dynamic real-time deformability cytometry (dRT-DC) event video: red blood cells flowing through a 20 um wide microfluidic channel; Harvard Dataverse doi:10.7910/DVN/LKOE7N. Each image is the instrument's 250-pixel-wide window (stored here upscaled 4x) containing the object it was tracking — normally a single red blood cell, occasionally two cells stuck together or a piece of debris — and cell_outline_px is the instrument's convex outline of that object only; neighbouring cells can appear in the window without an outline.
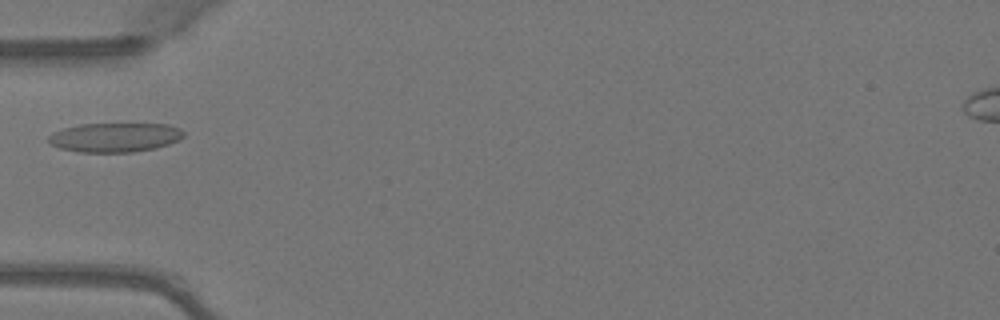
{"species": "Egyptian fruit bat (a non-hibernating species)", "species_latin": "Rousettus aegyptiacus", "temperature_condition": "warm", "stored_images_in_passage": 3, "camera_frame_rate_fps": 3000, "um_per_image_px": 0.085, "animal": {"sex": "female"}, "frame": {"image": 1, "passage_image": 3, "time_ms": 0.667, "image_size_px": [1000, 320], "cell_outline_px": [[184, 136], [180, 140], [156, 148], [132, 152], [76, 152], [60, 148], [52, 144], [48, 140], [48, 136], [52, 132], [64, 128], [80, 124], [168, 124], [180, 128], [184, 132]], "centroid_in_image_um": [9.78, 11.68], "position_along_channel_um": 75.2, "area_um2": 23.12}}